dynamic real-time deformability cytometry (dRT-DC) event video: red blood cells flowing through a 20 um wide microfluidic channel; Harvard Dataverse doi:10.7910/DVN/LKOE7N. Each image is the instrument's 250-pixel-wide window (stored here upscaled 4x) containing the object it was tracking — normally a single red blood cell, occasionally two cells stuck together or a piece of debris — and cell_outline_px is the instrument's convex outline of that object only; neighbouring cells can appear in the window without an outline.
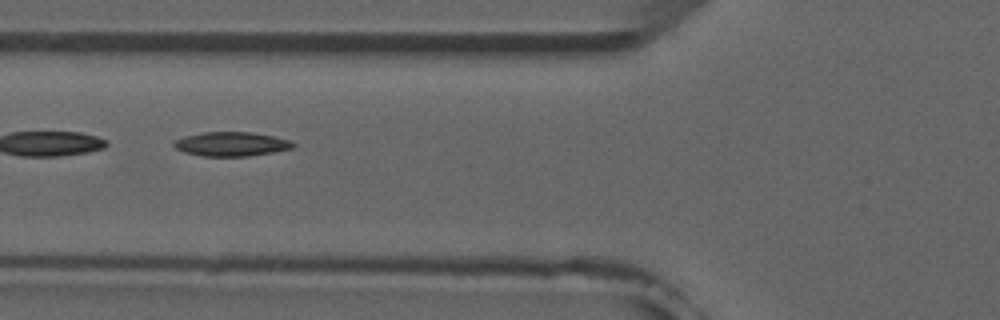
{"species": "common noctule bat (a hibernating species)", "species_latin": "Nyctalus noctula", "temperature_condition": "room temperature", "stored_images_in_passage": 5, "camera_frame_rate_fps": 3000, "um_per_image_px": 0.085, "animal": {"sex": "male", "forearm_length_mm": 52.5}, "frame": {"image": 1, "passage_image": 3, "time_ms": 2.333, "image_size_px": [1000, 320], "cell_outline_px": [[296, 144], [292, 148], [272, 152], [248, 156], [204, 156], [184, 152], [176, 148], [172, 144], [172, 140], [184, 136], [204, 132], [248, 132], [272, 136], [292, 140]], "centroid_in_image_um": [19.64, 12.24], "position_along_channel_um": 106.2, "area_um2": 16.76}}